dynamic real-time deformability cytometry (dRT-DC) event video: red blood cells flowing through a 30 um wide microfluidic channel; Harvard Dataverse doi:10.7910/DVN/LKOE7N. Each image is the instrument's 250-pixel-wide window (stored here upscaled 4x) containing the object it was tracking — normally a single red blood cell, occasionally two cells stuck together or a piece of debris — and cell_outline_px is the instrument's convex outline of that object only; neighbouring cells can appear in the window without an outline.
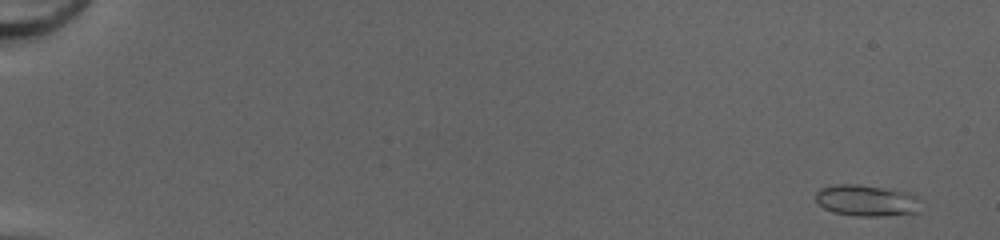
{"species": "common noctule bat (a hibernating species)", "species_latin": "Nyctalus noctula", "temperature_condition": "cold", "stored_images_in_passage": 52, "camera_frame_rate_fps": 3000, "um_per_image_px": 0.085, "animal": {"sex": "female", "body_mass_g": 20.0, "forearm_length_mm": 54.0}, "frame": {"image": 1, "passage_image": 3, "time_ms": 0.667, "image_size_px": [1000, 240], "cell_outline_px": [[916, 212], [880, 216], [856, 216], [832, 212], [824, 208], [816, 200], [816, 192], [820, 188], [836, 184], [860, 184], [908, 192], [916, 196]], "centroid_in_image_um": [73.56, 17.03], "position_along_channel_um": 11.4, "area_um2": 18.84}}
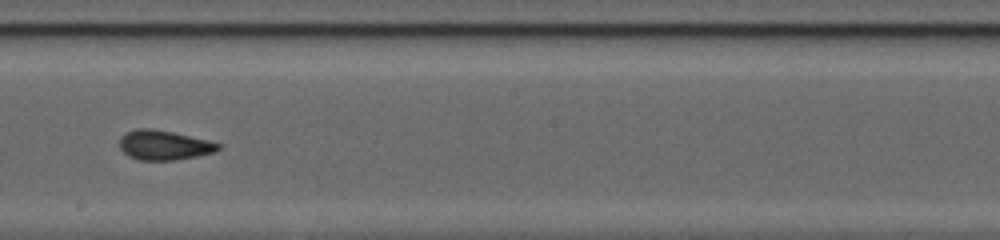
{"frame": {"image": 2, "passage_image": 32, "time_ms": 10.333, "image_size_px": [1000, 240], "cell_outline_px": [[220, 148], [216, 152], [176, 160], [140, 160], [128, 156], [120, 148], [120, 136], [124, 132], [136, 128], [152, 128], [172, 132], [208, 140], [220, 144]], "centroid_in_image_um": [13.91, 12.33], "position_along_channel_um": 234.3, "area_um2": 17.11}}
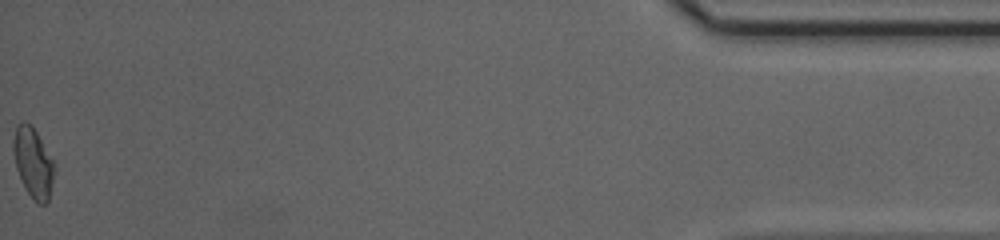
{"frame": {"image": 3, "passage_image": 52, "time_ms": 17.0, "image_size_px": [1000, 240], "cell_outline_px": [[56, 168], [48, 200], [44, 204], [36, 204], [32, 200], [16, 168], [12, 148], [12, 140], [16, 128], [20, 120], [24, 120], [36, 132], [56, 164]], "centroid_in_image_um": [2.82, 13.83], "position_along_channel_um": 432.4, "area_um2": 16.7}, "authors_computed_cell_mechanics": {"area_um2": 16.8198, "velocity_mm_per_s": 4.2166, "shape_relaxation_time_tau1_ms": 3.7026, "shape_relaxation_time_tau2_ms": 0.9057, "deformation_change_tau1": 0.1274, "deformation_change_tau2": 0.0679}}